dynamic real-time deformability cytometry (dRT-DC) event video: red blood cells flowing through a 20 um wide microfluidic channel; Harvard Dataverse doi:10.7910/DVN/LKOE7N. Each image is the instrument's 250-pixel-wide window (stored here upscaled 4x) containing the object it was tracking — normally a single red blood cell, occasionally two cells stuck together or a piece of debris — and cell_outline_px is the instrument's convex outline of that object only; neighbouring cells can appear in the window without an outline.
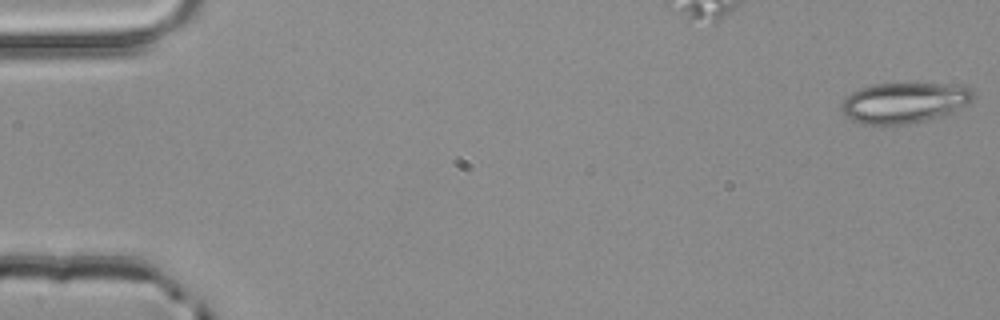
{"species": "common noctule bat (a hibernating species)", "species_latin": "Nyctalus noctula", "temperature_condition": "room temperature", "stored_images_in_passage": 4, "camera_frame_rate_fps": 3000, "um_per_image_px": 0.085, "animal": {"sex": "male", "body_mass_g": 20.4}, "frame": {"image": 1, "passage_image": 1, "time_ms": 0.0, "image_size_px": [1000, 320], "cell_outline_px": [[976, 96], [968, 104], [944, 116], [928, 120], [908, 124], [864, 124], [852, 120], [844, 116], [840, 108], [844, 100], [852, 92], [860, 88], [872, 84], [944, 84], [972, 88]], "centroid_in_image_um": [76.87, 8.74], "position_along_channel_um": 8.1, "area_um2": 31.21}}